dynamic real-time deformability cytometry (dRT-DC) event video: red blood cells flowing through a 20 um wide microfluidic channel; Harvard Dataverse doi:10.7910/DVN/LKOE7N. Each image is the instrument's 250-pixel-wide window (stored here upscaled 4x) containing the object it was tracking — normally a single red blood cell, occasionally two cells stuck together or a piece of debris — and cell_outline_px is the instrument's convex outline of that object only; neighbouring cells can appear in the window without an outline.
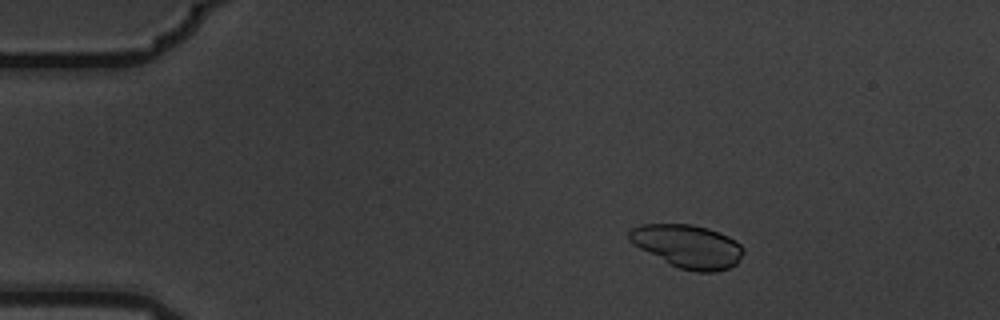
{"species": "common noctule bat (a hibernating species)", "species_latin": "Nyctalus noctula", "temperature_condition": "warm", "stored_images_in_passage": 4, "camera_frame_rate_fps": 3000, "um_per_image_px": 0.085, "animal": {"sex": "male", "body_mass_g": 19.5, "forearm_length_mm": 54.6}, "frame": {"image": 1, "passage_image": 3, "time_ms": 0.667, "image_size_px": [1000, 320], "cell_outline_px": [[744, 252], [736, 264], [728, 268], [716, 272], [696, 272], [680, 268], [632, 244], [628, 240], [628, 232], [632, 228], [640, 224], [692, 224], [708, 228], [728, 236], [736, 240], [744, 248]], "centroid_in_image_um": [58.47, 20.92], "position_along_channel_um": 26.5, "area_um2": 28.61}}